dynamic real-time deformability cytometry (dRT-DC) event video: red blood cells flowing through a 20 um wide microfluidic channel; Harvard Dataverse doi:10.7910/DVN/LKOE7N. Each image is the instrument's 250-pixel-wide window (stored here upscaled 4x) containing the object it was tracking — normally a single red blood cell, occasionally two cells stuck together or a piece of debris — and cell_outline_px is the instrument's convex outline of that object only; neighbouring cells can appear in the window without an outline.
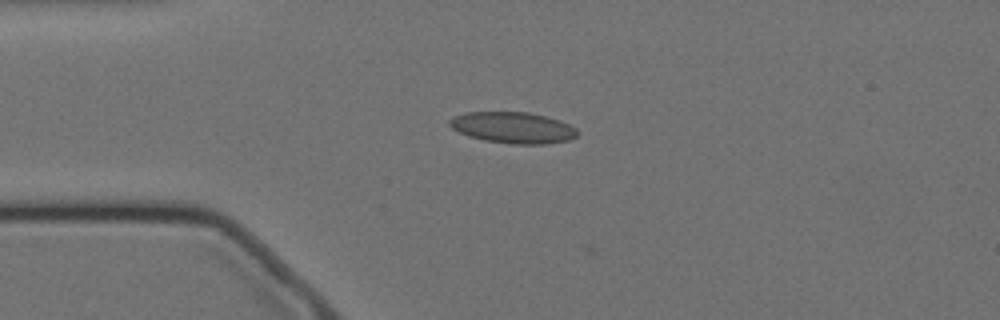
{"species": "Egyptian fruit bat (a non-hibernating species)", "species_latin": "Rousettus aegyptiacus", "temperature_condition": "cold", "stored_images_in_passage": 45, "camera_frame_rate_fps": 3000, "um_per_image_px": 0.085, "animal": {"sex": "female"}, "frame": {"image": 1, "passage_image": 1, "time_ms": 0.0, "image_size_px": [1000, 320], "cell_outline_px": [[580, 132], [576, 136], [568, 140], [548, 144], [512, 144], [484, 140], [468, 136], [452, 128], [448, 124], [448, 120], [452, 116], [464, 112], [528, 112], [560, 120], [576, 128]], "centroid_in_image_um": [43.59, 10.85], "position_along_channel_um": 41.4, "area_um2": 23.41}}
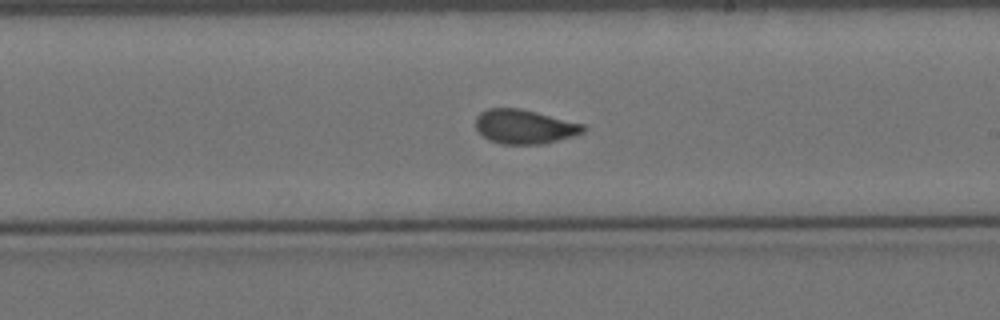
{"frame": {"image": 2, "passage_image": 20, "time_ms": 6.333, "image_size_px": [1000, 320], "cell_outline_px": [[588, 128], [584, 132], [572, 136], [544, 144], [500, 144], [488, 140], [476, 128], [476, 116], [480, 112], [488, 108], [520, 108], [584, 124]], "centroid_in_image_um": [44.58, 10.77], "position_along_channel_um": 244.4, "area_um2": 21.5}}
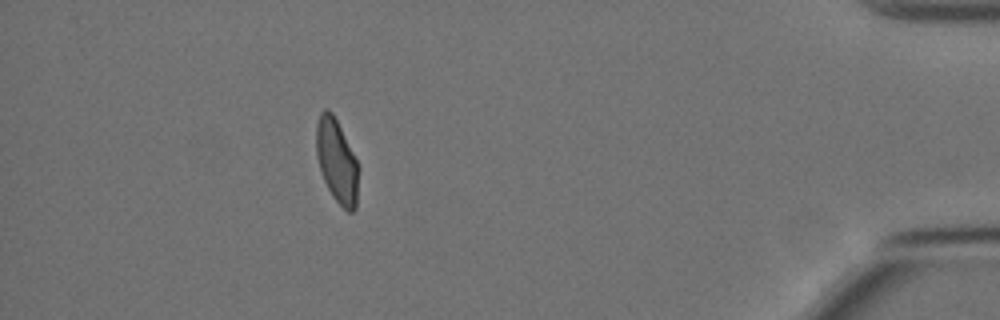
{"frame": {"image": 3, "passage_image": 39, "time_ms": 12.667, "image_size_px": [1000, 320], "cell_outline_px": [[356, 208], [352, 212], [348, 212], [332, 196], [324, 180], [316, 156], [316, 124], [320, 112], [324, 108], [328, 108], [332, 112], [356, 160]], "centroid_in_image_um": [28.57, 13.65], "position_along_channel_um": 406.6, "area_um2": 19.88}, "authors_computed_cell_mechanics": {"area_um2": 21.5016, "velocity_mm_per_s": 3.4866, "shape_relaxation_time_tau1_ms": 7.5384, "shape_relaxation_time_tau2_ms": 0.9703, "deformation_change_tau1": 0.1628, "deformation_change_tau2": 0.057}}